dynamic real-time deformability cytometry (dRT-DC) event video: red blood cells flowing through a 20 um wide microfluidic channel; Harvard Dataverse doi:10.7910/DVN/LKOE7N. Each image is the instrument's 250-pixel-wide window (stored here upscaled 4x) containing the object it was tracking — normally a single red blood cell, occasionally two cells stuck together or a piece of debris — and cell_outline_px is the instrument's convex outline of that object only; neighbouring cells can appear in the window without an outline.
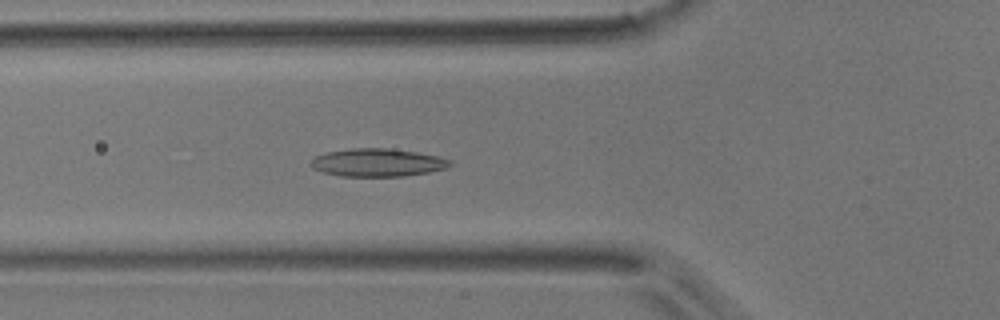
{"species": "common noctule bat (a hibernating species)", "species_latin": "Nyctalus noctula", "temperature_condition": "room temperature", "stored_images_in_passage": 47, "camera_frame_rate_fps": 3000, "um_per_image_px": 0.085, "animal": {"sex": "male", "body_mass_g": 17.9}, "frame": {"image": 1, "passage_image": 16, "time_ms": 5.0, "image_size_px": [1000, 320], "cell_outline_px": [[452, 164], [448, 168], [428, 172], [404, 176], [340, 176], [324, 172], [312, 168], [312, 160], [316, 156], [324, 152], [352, 148], [388, 148], [416, 152], [440, 156], [452, 160]], "centroid_in_image_um": [32.13, 13.81], "position_along_channel_um": 93.7, "area_um2": 22.72}}
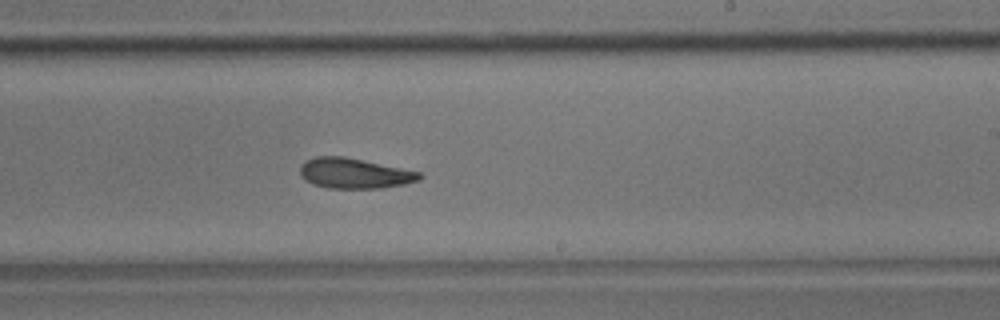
{"frame": {"image": 2, "passage_image": 28, "time_ms": 9.0, "image_size_px": [1000, 320], "cell_outline_px": [[424, 176], [420, 180], [404, 184], [380, 188], [328, 188], [312, 184], [304, 180], [300, 176], [300, 164], [304, 160], [316, 156], [344, 156], [420, 172]], "centroid_in_image_um": [30.08, 14.73], "position_along_channel_um": 258.9, "area_um2": 21.21}}
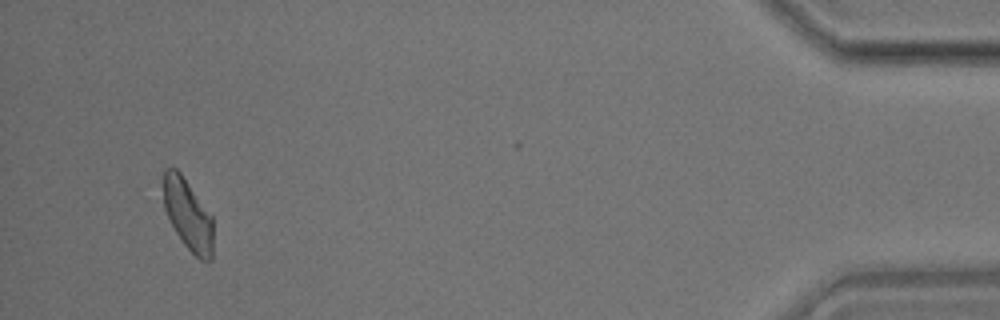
{"frame": {"image": 3, "passage_image": 45, "time_ms": 14.667, "image_size_px": [1000, 320], "cell_outline_px": [[212, 260], [200, 260], [184, 244], [176, 232], [164, 208], [160, 184], [164, 168], [176, 168], [180, 172], [212, 216]], "centroid_in_image_um": [15.92, 18.18], "position_along_channel_um": 419.3, "area_um2": 20.75}}